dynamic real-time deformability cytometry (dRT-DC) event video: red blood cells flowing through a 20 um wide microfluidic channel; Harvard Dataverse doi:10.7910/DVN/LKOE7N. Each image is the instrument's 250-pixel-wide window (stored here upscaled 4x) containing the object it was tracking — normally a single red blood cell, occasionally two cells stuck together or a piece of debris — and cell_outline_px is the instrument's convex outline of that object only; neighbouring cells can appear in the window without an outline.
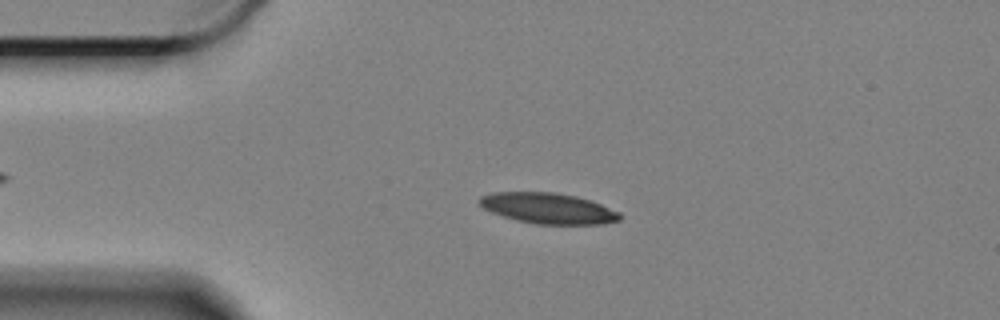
{"species": "Egyptian fruit bat (a non-hibernating species)", "species_latin": "Rousettus aegyptiacus", "temperature_condition": "cold", "stored_images_in_passage": 53, "camera_frame_rate_fps": 3000, "um_per_image_px": 0.085, "animal": {"sex": "female"}, "frame": {"image": 1, "passage_image": 12, "time_ms": 3.667, "image_size_px": [1000, 320], "cell_outline_px": [[620, 220], [604, 224], [536, 224], [516, 220], [500, 216], [484, 208], [480, 204], [480, 196], [496, 192], [552, 192], [576, 196], [600, 204], [620, 212]], "centroid_in_image_um": [46.59, 17.71], "position_along_channel_um": 38.4, "area_um2": 24.97}}
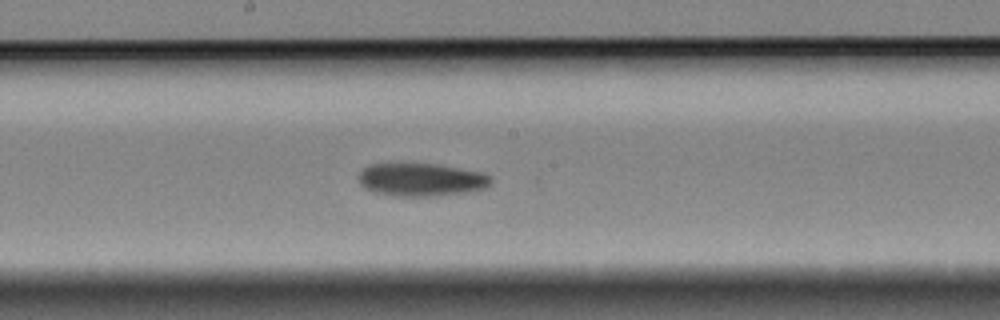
{"frame": {"image": 2, "passage_image": 30, "time_ms": 9.667, "image_size_px": [1000, 320], "cell_outline_px": [[492, 184], [484, 188], [472, 192], [436, 196], [392, 196], [376, 192], [364, 188], [360, 184], [360, 172], [364, 168], [372, 164], [436, 164], [480, 172], [492, 176]], "centroid_in_image_um": [35.85, 15.29], "position_along_channel_um": 212.3, "area_um2": 25.43}}
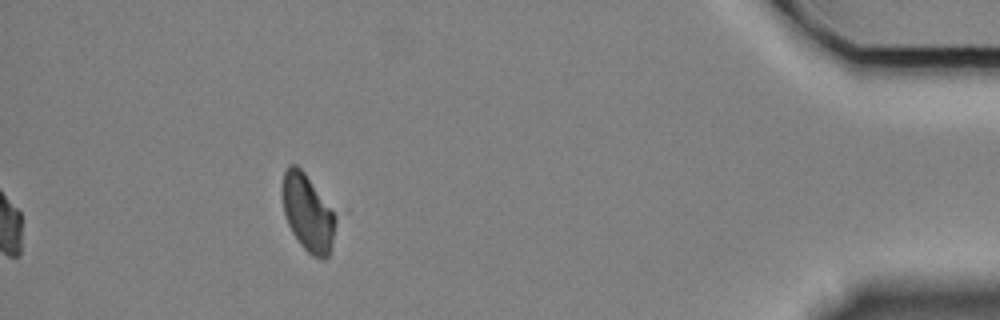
{"frame": {"image": 3, "passage_image": 53, "time_ms": 17.333, "image_size_px": [1000, 320], "cell_outline_px": [[340, 212], [332, 244], [328, 256], [324, 260], [312, 256], [300, 244], [292, 232], [288, 224], [284, 212], [284, 172], [288, 164], [296, 164], [304, 172]], "centroid_in_image_um": [26.27, 18.09], "position_along_channel_um": 408.9, "area_um2": 24.57}, "authors_computed_cell_mechanics": {"area_um2": 25.2586, "velocity_mm_per_s": 3.3113, "shape_relaxation_time_tau1_ms": 4.5022, "shape_relaxation_time_tau2_ms": null, "deformation_change_tau1": 0.1132, "deformation_change_tau2": null}}